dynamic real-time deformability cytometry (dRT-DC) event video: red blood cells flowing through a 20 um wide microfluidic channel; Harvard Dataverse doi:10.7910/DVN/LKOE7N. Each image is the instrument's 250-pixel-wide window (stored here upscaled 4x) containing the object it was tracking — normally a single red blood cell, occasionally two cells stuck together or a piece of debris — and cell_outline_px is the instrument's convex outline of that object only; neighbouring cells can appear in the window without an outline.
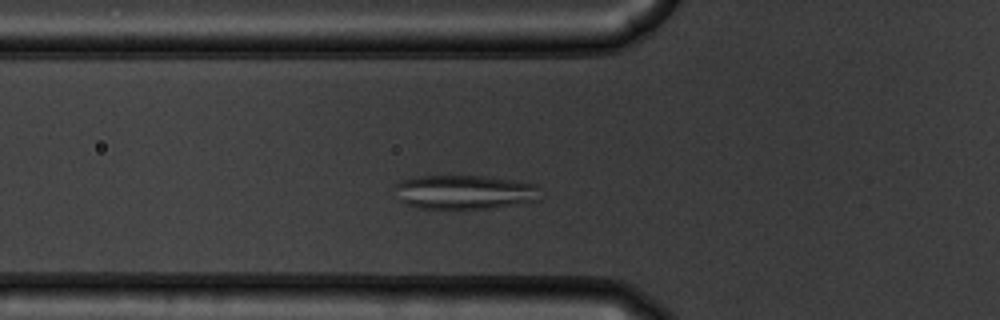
{"species": "common noctule bat (a hibernating species)", "species_latin": "Nyctalus noctula", "temperature_condition": "warm", "stored_images_in_passage": 46, "camera_frame_rate_fps": 3000, "um_per_image_px": 0.085, "animal": {"sex": "male", "body_mass_g": 19.5, "forearm_length_mm": 54.6}, "frame": {"image": 1, "passage_image": 10, "time_ms": 3.0, "image_size_px": [1000, 320], "cell_outline_px": [[540, 200], [492, 208], [420, 208], [408, 204], [400, 200], [396, 188], [396, 184], [404, 180], [416, 176], [488, 176], [536, 184]], "centroid_in_image_um": [39.52, 16.32], "position_along_channel_um": 86.3, "area_um2": 28.61}}
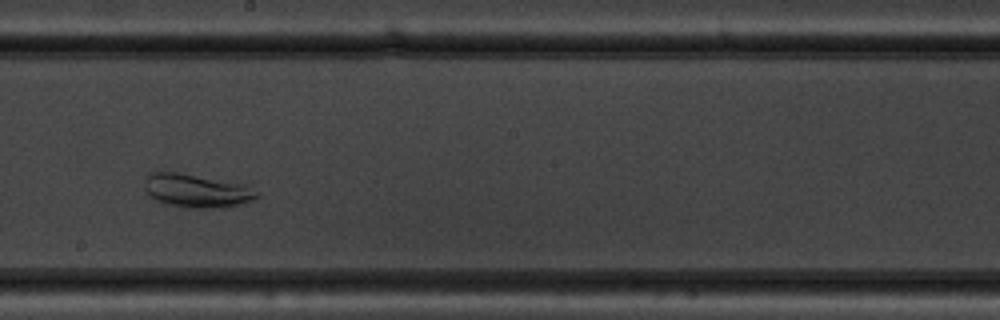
{"frame": {"image": 2, "passage_image": 22, "time_ms": 7.0, "image_size_px": [1000, 320], "cell_outline_px": [[260, 196], [252, 200], [240, 204], [224, 208], [192, 208], [168, 204], [152, 200], [144, 188], [148, 172], [176, 172], [244, 184], [260, 192]], "centroid_in_image_um": [16.72, 16.22], "position_along_channel_um": 231.5, "area_um2": 21.96}}
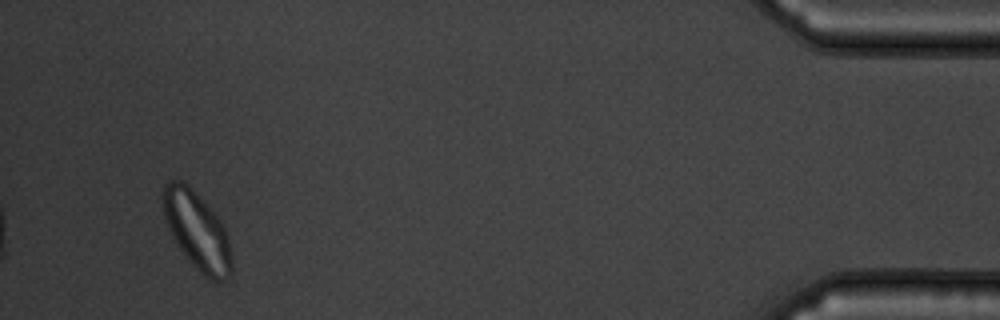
{"frame": {"image": 3, "passage_image": 43, "time_ms": 14.0, "image_size_px": [1000, 320], "cell_outline_px": [[232, 276], [228, 280], [216, 284], [204, 276], [196, 268], [180, 248], [172, 236], [168, 228], [160, 204], [160, 192], [164, 184], [168, 180], [180, 180], [188, 184], [220, 220], [228, 232], [232, 252]], "centroid_in_image_um": [16.76, 19.63], "position_along_channel_um": 418.4, "area_um2": 31.91}}